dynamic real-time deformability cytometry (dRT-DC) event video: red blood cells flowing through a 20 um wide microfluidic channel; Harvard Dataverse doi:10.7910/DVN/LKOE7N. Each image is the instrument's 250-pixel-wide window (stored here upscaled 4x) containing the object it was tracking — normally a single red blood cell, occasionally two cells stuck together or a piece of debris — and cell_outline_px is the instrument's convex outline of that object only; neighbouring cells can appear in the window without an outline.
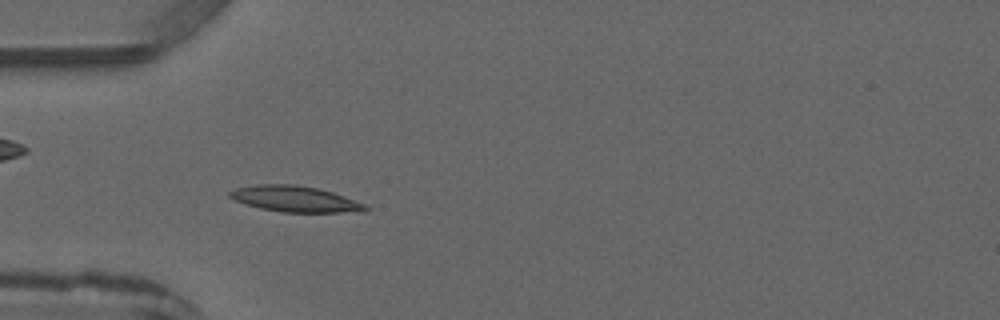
{"species": "common noctule bat (a hibernating species)", "species_latin": "Nyctalus noctula", "temperature_condition": "warm", "stored_images_in_passage": 5, "camera_frame_rate_fps": 3000, "um_per_image_px": 0.085, "animal": {"sex": "male", "forearm_length_mm": 52.5}, "frame": {"image": 1, "passage_image": 4, "time_ms": 3.333, "image_size_px": [1000, 320], "cell_outline_px": [[368, 208], [364, 212], [284, 212], [260, 208], [232, 200], [228, 196], [228, 192], [236, 188], [260, 184], [292, 184], [316, 188], [332, 192], [344, 196], [364, 204]], "centroid_in_image_um": [25.05, 16.91], "position_along_channel_um": 60.0, "area_um2": 20.35}}
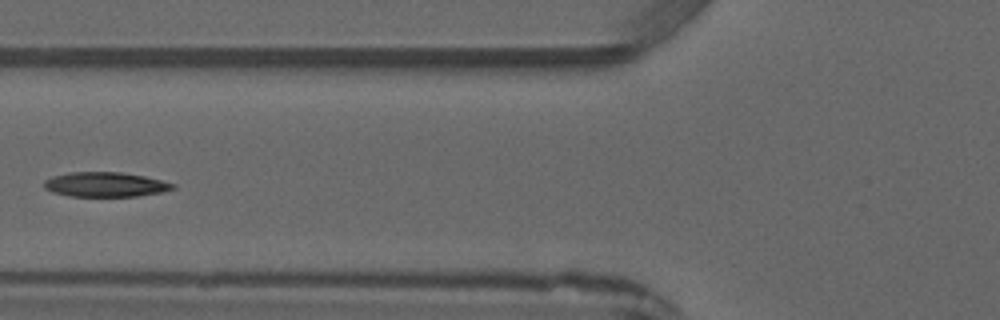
{"frame": {"image": 2, "passage_image": 5, "time_ms": 4.667, "image_size_px": [1000, 320], "cell_outline_px": [[176, 188], [164, 192], [136, 196], [68, 196], [52, 192], [44, 188], [44, 180], [52, 176], [68, 172], [120, 172], [144, 176], [176, 184]], "centroid_in_image_um": [8.95, 15.68], "position_along_channel_um": 116.9, "area_um2": 18.61}}